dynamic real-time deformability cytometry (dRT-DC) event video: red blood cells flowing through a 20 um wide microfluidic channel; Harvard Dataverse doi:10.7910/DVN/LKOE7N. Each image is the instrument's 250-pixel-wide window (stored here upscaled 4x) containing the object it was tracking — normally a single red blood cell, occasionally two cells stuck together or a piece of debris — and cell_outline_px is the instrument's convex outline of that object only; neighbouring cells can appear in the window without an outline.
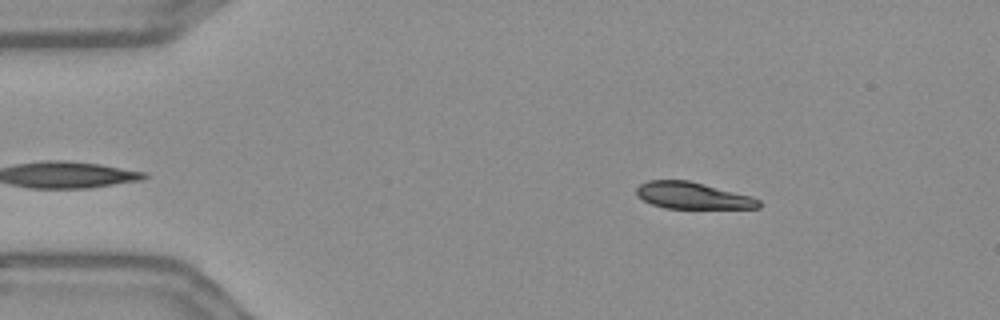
{"species": "Egyptian fruit bat (a non-hibernating species)", "species_latin": "Rousettus aegyptiacus", "temperature_condition": "warm", "stored_images_in_passage": 42, "camera_frame_rate_fps": 3000, "um_per_image_px": 0.085, "frame": {"image": 1, "passage_image": 3, "time_ms": 0.667, "image_size_px": [1000, 320], "cell_outline_px": [[760, 208], [664, 208], [652, 204], [636, 196], [636, 188], [640, 184], [648, 180], [688, 180], [752, 196], [760, 200]], "centroid_in_image_um": [58.85, 16.62], "position_along_channel_um": 26.1, "area_um2": 18.96}}
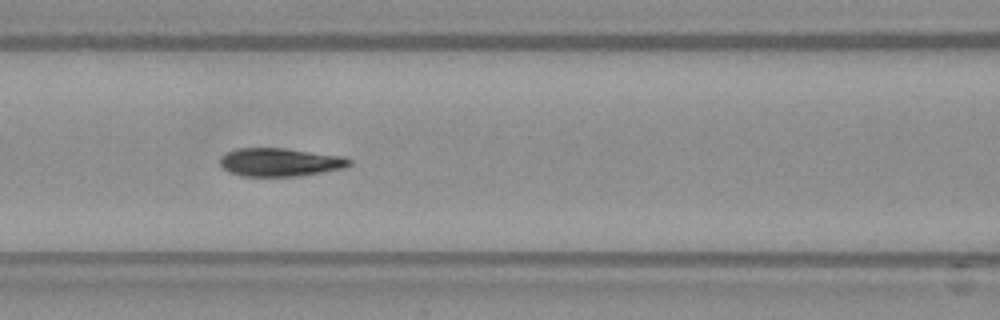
{"frame": {"image": 2, "passage_image": 18, "time_ms": 5.667, "image_size_px": [1000, 320], "cell_outline_px": [[352, 164], [344, 168], [300, 176], [240, 176], [228, 172], [220, 164], [220, 156], [236, 148], [284, 148], [344, 156], [352, 160]], "centroid_in_image_um": [23.81, 13.79], "position_along_channel_um": 142.8, "area_um2": 21.44}}
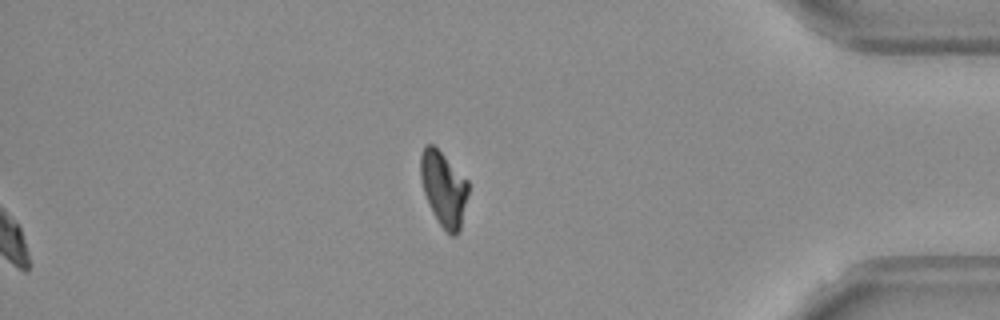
{"frame": {"image": 3, "passage_image": 42, "time_ms": 13.667, "image_size_px": [1000, 320], "cell_outline_px": [[468, 192], [460, 232], [456, 236], [452, 236], [440, 224], [432, 212], [424, 192], [420, 176], [420, 156], [424, 144], [432, 144], [468, 180]], "centroid_in_image_um": [37.71, 16.05], "position_along_channel_um": 397.5, "area_um2": 20.58}, "authors_computed_cell_mechanics": {"area_um2": 21.6172, "velocity_mm_per_s": 3.6245, "shape_relaxation_time_tau1_ms": 7.0719, "shape_relaxation_time_tau2_ms": 2.9839, "deformation_change_tau1": 0.1918, "deformation_change_tau2": 0.0505}}